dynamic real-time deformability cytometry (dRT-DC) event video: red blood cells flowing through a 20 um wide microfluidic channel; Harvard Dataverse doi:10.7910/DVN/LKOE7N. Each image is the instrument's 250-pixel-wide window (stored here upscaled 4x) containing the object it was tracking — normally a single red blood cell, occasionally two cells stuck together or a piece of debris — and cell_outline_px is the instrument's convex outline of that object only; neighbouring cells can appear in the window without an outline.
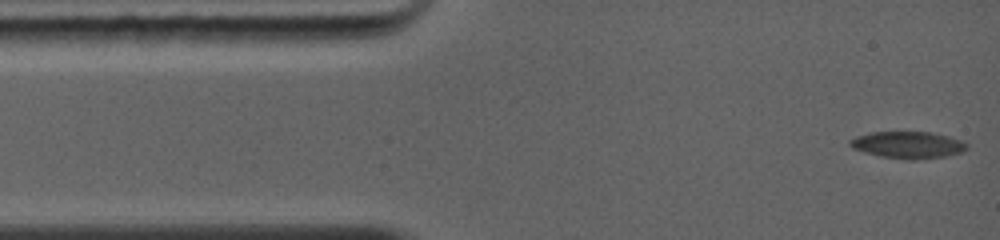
{"species": "common noctule bat (a hibernating species)", "species_latin": "Nyctalus noctula", "temperature_condition": "warm", "stored_images_in_passage": 66, "camera_frame_rate_fps": 5000, "um_per_image_px": 0.085, "animal": {"sex": "female", "body_mass_g": 19.0, "forearm_length_mm": 56.7}, "frame": {"image": 1, "passage_image": 1, "time_ms": 0.0, "image_size_px": [1000, 240], "cell_outline_px": [[968, 144], [960, 152], [944, 156], [884, 156], [864, 152], [852, 148], [848, 144], [848, 140], [856, 136], [868, 132], [932, 132], [948, 136], [960, 140]], "centroid_in_image_um": [77.08, 12.24], "position_along_channel_um": 7.9, "area_um2": 17.17}}
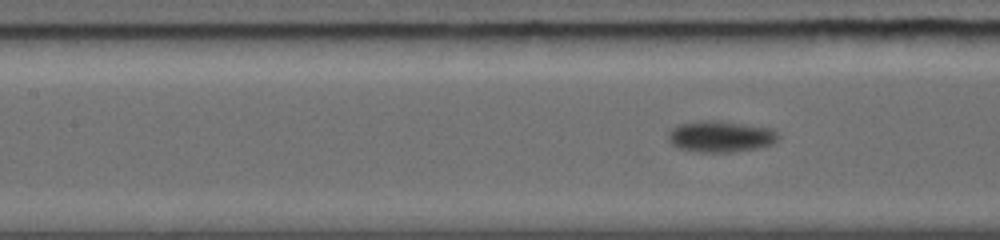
{"frame": {"image": 2, "passage_image": 17, "time_ms": 5.0, "image_size_px": [1000, 240], "cell_outline_px": [[780, 136], [772, 144], [756, 148], [732, 152], [696, 152], [680, 148], [672, 144], [668, 136], [668, 132], [676, 124], [696, 120], [724, 120], [772, 128]], "centroid_in_image_um": [61.24, 11.57], "position_along_channel_um": 146.2, "area_um2": 20.4}}
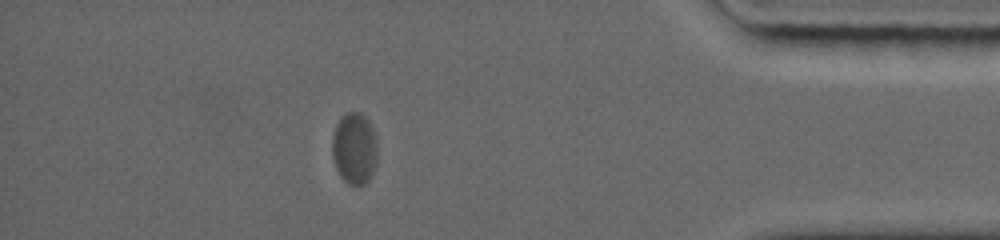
{"frame": {"image": 3, "passage_image": 43, "time_ms": 12.2, "image_size_px": [1000, 240], "cell_outline_px": [[376, 160], [372, 172], [368, 180], [364, 184], [348, 184], [340, 176], [336, 168], [332, 156], [332, 140], [336, 124], [340, 116], [348, 112], [360, 112], [368, 120], [372, 128], [376, 144]], "centroid_in_image_um": [30.09, 12.6], "position_along_channel_um": 405.1, "area_um2": 18.67}, "authors_computed_cell_mechanics": {"area_um2": 18.9006, "velocity_mm_per_s": 4.1664, "shape_relaxation_time_tau1_ms": 2.849, "shape_relaxation_time_tau2_ms": null, "deformation_change_tau1": 0.1253, "deformation_change_tau2": null}}